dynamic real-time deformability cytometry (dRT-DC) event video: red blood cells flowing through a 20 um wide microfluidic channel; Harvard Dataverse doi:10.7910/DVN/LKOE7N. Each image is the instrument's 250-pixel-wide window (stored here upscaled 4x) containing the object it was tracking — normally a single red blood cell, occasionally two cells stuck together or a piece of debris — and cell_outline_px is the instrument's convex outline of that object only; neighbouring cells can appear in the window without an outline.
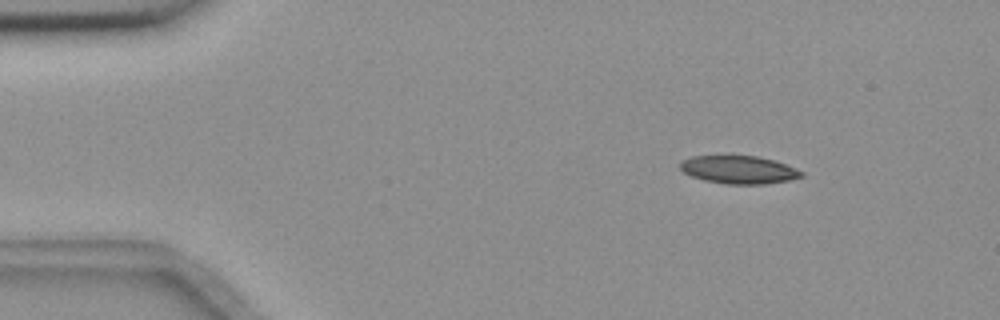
{"species": "common noctule bat (a hibernating species)", "species_latin": "Nyctalus noctula", "temperature_condition": "room temperature", "stored_images_in_passage": 6, "camera_frame_rate_fps": 3000, "um_per_image_px": 0.085, "animal": {"sex": "female", "body_mass_g": 18.4}, "frame": {"image": 1, "passage_image": 3, "time_ms": 0.667, "image_size_px": [1000, 320], "cell_outline_px": [[804, 176], [788, 180], [764, 184], [724, 184], [704, 180], [692, 176], [684, 172], [680, 168], [680, 160], [692, 156], [756, 156], [772, 160], [784, 164], [804, 172]], "centroid_in_image_um": [62.77, 14.43], "position_along_channel_um": 22.2, "area_um2": 19.59}}